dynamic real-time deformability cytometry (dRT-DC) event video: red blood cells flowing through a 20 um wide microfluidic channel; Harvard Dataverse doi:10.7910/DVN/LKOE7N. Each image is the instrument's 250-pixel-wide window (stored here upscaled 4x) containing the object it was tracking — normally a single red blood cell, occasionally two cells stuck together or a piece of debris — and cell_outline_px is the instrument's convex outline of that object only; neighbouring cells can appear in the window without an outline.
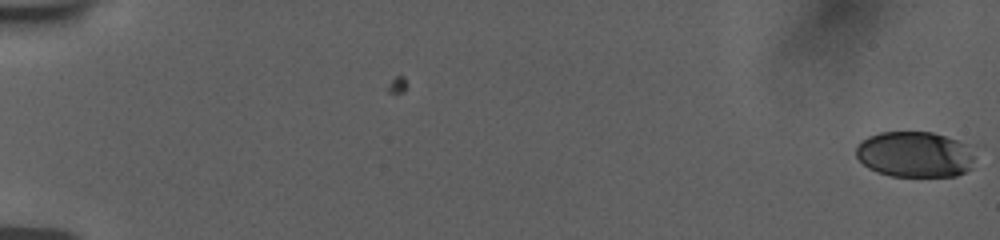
{"species": "human", "species_latin": "Homo sapiens", "temperature_condition": "room temperature", "stored_images_in_passage": 25, "camera_frame_rate_fps": 3000, "um_per_image_px": 0.085, "donor": {"sex": "female"}, "frame": {"image": 1, "passage_image": 1, "time_ms": 0.0, "image_size_px": [1000, 240], "cell_outline_px": [[976, 148], [972, 168], [956, 176], [892, 176], [876, 172], [868, 168], [856, 156], [856, 144], [860, 140], [868, 136], [880, 132], [932, 132], [976, 144]], "centroid_in_image_um": [77.84, 13.1], "position_along_channel_um": 7.2, "area_um2": 32.66}}
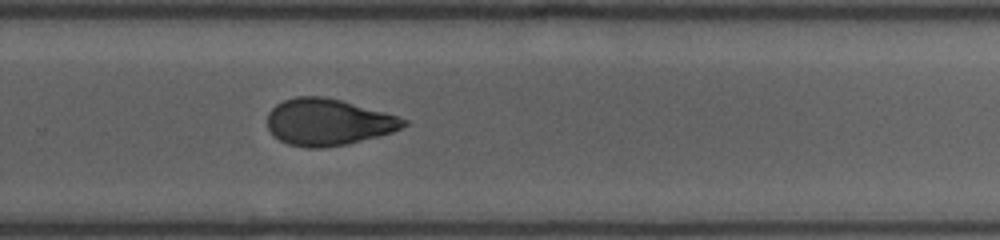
{"frame": {"image": 2, "passage_image": 13, "time_ms": 13.0, "image_size_px": [1000, 240], "cell_outline_px": [[408, 124], [392, 132], [348, 144], [324, 148], [304, 148], [288, 144], [272, 136], [268, 128], [268, 112], [276, 104], [284, 100], [296, 96], [324, 96], [340, 100], [384, 112], [408, 120]], "centroid_in_image_um": [27.85, 10.39], "position_along_channel_um": 301.9, "area_um2": 37.05}}
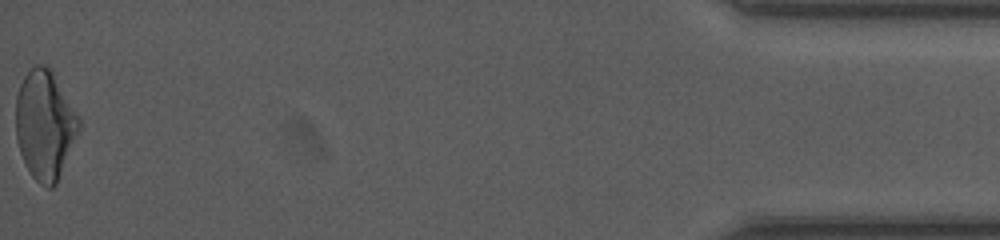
{"frame": {"image": 3, "passage_image": 25, "time_ms": 18.667, "image_size_px": [1000, 240], "cell_outline_px": [[80, 128], [56, 184], [52, 188], [48, 188], [40, 184], [32, 176], [20, 152], [16, 136], [16, 96], [20, 84], [24, 76], [36, 64], [44, 64], [52, 72], [80, 116]], "centroid_in_image_um": [3.82, 10.61], "position_along_channel_um": 431.4, "area_um2": 39.77}, "authors_computed_cell_mechanics": {"area_um2": 37.5122, "velocity_mm_per_s": 3.7812, "shape_relaxation_time_tau1_ms": 5.8471, "shape_relaxation_time_tau2_ms": 3.7673, "deformation_change_tau1": 0.1698, "deformation_change_tau2": 0.0887}}